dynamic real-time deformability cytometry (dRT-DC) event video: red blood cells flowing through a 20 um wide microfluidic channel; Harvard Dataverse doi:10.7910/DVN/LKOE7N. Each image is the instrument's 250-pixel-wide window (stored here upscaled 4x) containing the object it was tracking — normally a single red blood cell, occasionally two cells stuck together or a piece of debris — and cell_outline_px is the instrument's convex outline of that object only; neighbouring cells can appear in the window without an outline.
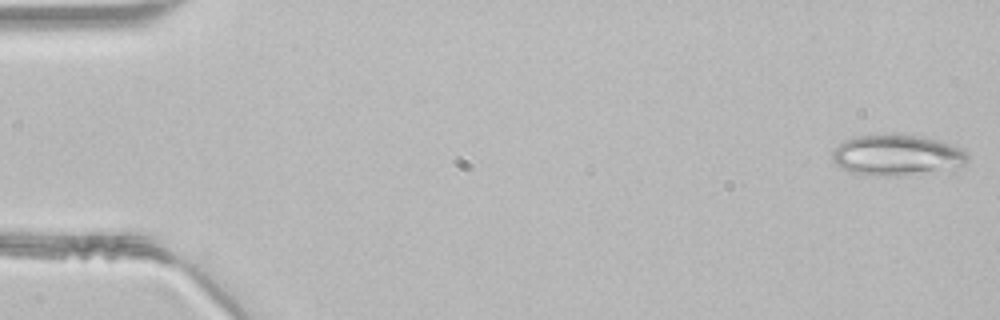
{"species": "common noctule bat (a hibernating species)", "species_latin": "Nyctalus noctula", "temperature_condition": "room temperature", "stored_images_in_passage": 46, "camera_frame_rate_fps": 3000, "um_per_image_px": 0.085, "animal": {"sex": "male", "body_mass_g": 21.5, "forearm_length_mm": 52.0}, "frame": {"image": 1, "passage_image": 1, "time_ms": 0.0, "image_size_px": [1000, 320], "cell_outline_px": [[968, 160], [964, 164], [952, 172], [888, 176], [876, 176], [852, 172], [840, 168], [832, 160], [832, 152], [844, 140], [860, 136], [916, 136], [936, 140], [960, 148], [968, 152]], "centroid_in_image_um": [76.31, 13.25], "position_along_channel_um": 8.7, "area_um2": 32.14}}
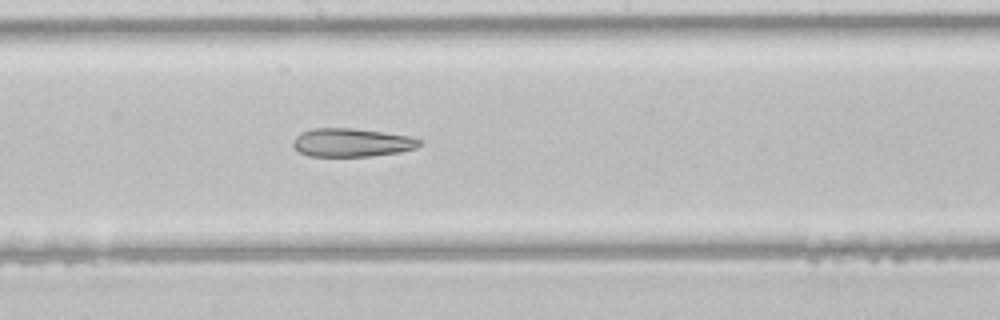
{"frame": {"image": 2, "passage_image": 25, "time_ms": 8.0, "image_size_px": [1000, 320], "cell_outline_px": [[420, 144], [416, 148], [400, 152], [368, 156], [308, 156], [300, 152], [292, 144], [292, 140], [300, 132], [312, 128], [352, 128], [384, 132], [412, 136], [420, 140]], "centroid_in_image_um": [29.88, 12.11], "position_along_channel_um": 218.3, "area_um2": 20.98}}
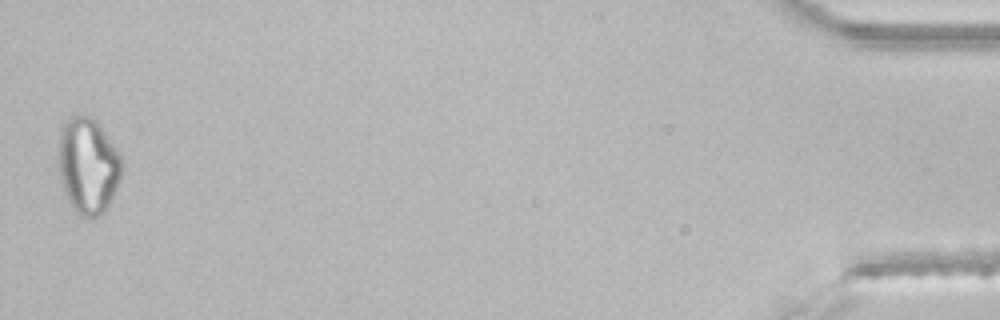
{"frame": {"image": 3, "passage_image": 46, "time_ms": 15.0, "image_size_px": [1000, 320], "cell_outline_px": [[124, 168], [120, 180], [104, 212], [100, 216], [92, 220], [84, 220], [72, 208], [64, 192], [60, 180], [60, 132], [64, 120], [68, 116], [76, 112], [92, 112], [120, 152], [124, 160]], "centroid_in_image_um": [7.52, 14.02], "position_along_channel_um": 427.7, "area_um2": 36.88}}